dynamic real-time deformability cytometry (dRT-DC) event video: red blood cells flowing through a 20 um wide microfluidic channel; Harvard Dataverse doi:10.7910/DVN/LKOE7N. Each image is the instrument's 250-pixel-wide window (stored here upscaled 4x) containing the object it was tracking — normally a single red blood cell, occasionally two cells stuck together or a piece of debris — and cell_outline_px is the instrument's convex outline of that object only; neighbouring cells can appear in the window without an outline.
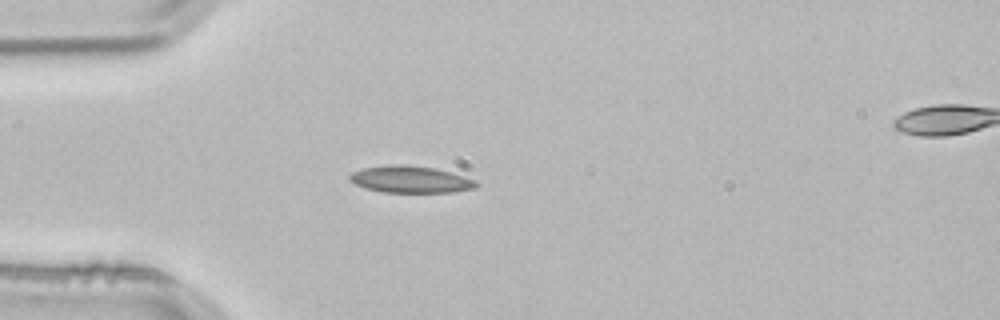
{"species": "common noctule bat (a hibernating species)", "species_latin": "Nyctalus noctula", "temperature_condition": "room temperature", "stored_images_in_passage": 3, "segment_of_instrument_passage": [1, 2], "camera_frame_rate_fps": 3000, "um_per_image_px": 0.085, "animal": {"sex": "male", "body_mass_g": 21.5, "forearm_length_mm": 52.0}, "frame": {"image": 1, "passage_image": 2, "time_ms": 0.333, "image_size_px": [1000, 320], "cell_outline_px": [[480, 184], [476, 188], [452, 192], [384, 192], [368, 188], [356, 184], [348, 180], [348, 176], [352, 172], [364, 168], [388, 164], [404, 164], [436, 168], [464, 176], [476, 180]], "centroid_in_image_um": [34.92, 15.24], "position_along_channel_um": 50.1, "area_um2": 19.88}}